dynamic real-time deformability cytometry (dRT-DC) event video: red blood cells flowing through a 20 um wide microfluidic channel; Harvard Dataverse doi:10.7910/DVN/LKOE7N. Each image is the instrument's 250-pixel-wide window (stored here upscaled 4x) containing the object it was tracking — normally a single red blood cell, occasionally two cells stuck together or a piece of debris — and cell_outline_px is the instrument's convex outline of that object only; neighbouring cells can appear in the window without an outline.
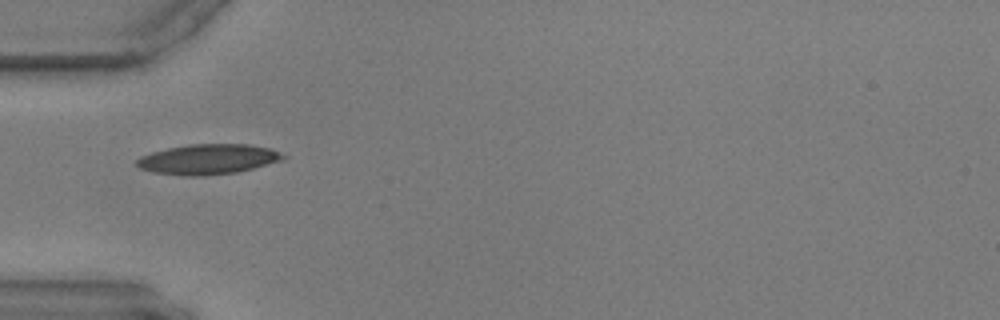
{"species": "common noctule bat (a hibernating species)", "species_latin": "Nyctalus noctula", "temperature_condition": "warm", "stored_images_in_passage": 21, "camera_frame_rate_fps": 3000, "um_per_image_px": 0.085, "animal": {"sex": "male", "body_mass_g": 17.9, "forearm_length_mm": 54.2}, "frame": {"image": 1, "passage_image": 1, "time_ms": 0.0, "image_size_px": [1000, 320], "cell_outline_px": [[288, 156], [284, 160], [236, 172], [204, 176], [188, 176], [152, 172], [140, 168], [136, 164], [136, 160], [140, 156], [152, 152], [168, 148], [188, 144], [248, 144], [268, 148]], "centroid_in_image_um": [17.67, 13.53], "position_along_channel_um": 67.3, "area_um2": 25.66}}
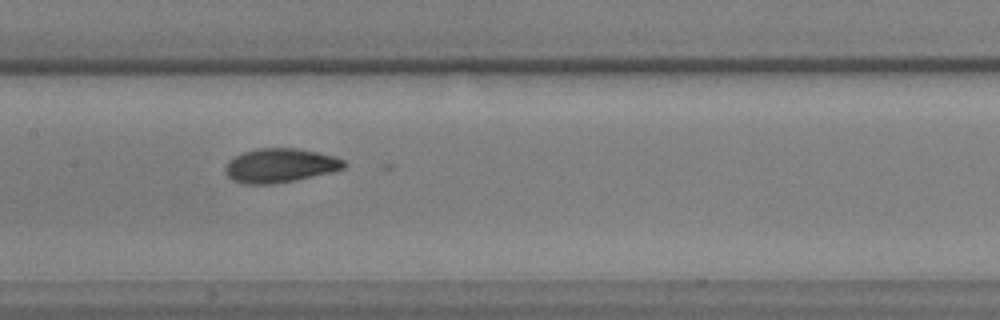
{"frame": {"image": 2, "passage_image": 11, "time_ms": 3.333, "image_size_px": [1000, 320], "cell_outline_px": [[348, 164], [344, 168], [332, 172], [272, 184], [244, 184], [232, 180], [224, 172], [224, 164], [228, 160], [244, 152], [256, 148], [296, 148], [336, 156], [344, 160]], "centroid_in_image_um": [23.78, 14.06], "position_along_channel_um": 183.6, "area_um2": 23.64}}
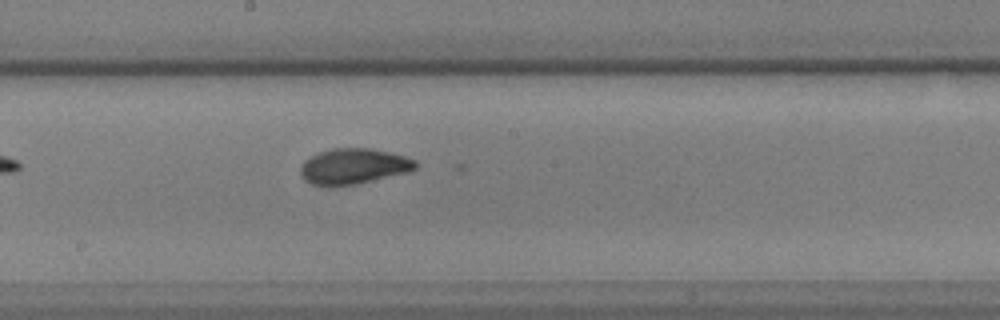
{"frame": {"image": 3, "passage_image": 14, "time_ms": 4.333, "image_size_px": [1000, 320], "cell_outline_px": [[420, 164], [416, 168], [408, 172], [356, 184], [328, 188], [312, 184], [304, 180], [300, 176], [300, 168], [304, 160], [320, 152], [332, 148], [368, 148], [388, 152], [404, 156], [416, 160]], "centroid_in_image_um": [30.03, 14.16], "position_along_channel_um": 218.2, "area_um2": 24.16}}